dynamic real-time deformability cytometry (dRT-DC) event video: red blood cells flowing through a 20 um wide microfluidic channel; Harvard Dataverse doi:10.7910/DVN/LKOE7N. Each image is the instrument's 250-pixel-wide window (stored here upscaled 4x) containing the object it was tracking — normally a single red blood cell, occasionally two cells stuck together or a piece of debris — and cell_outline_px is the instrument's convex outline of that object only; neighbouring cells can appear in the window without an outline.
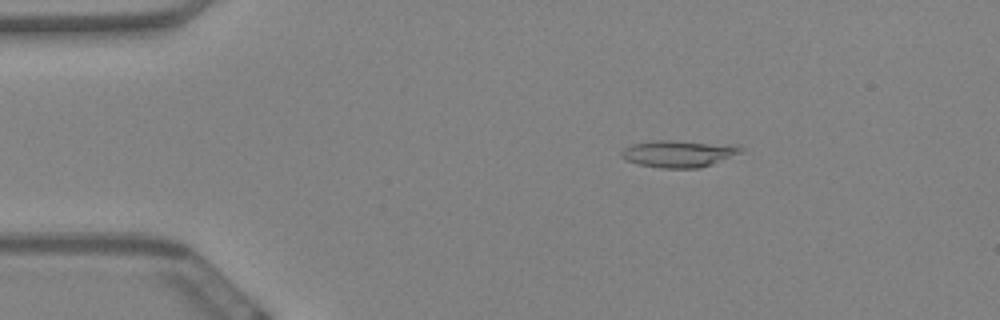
{"species": "Egyptian fruit bat (a non-hibernating species)", "species_latin": "Rousettus aegyptiacus", "temperature_condition": "warm", "stored_images_in_passage": 59, "camera_frame_rate_fps": 3000, "um_per_image_px": 0.085, "animal": {"sex": "female"}, "frame": {"image": 1, "passage_image": 10, "time_ms": 3.0, "image_size_px": [1000, 320], "cell_outline_px": [[744, 152], [700, 168], [660, 168], [640, 164], [628, 160], [620, 156], [620, 152], [624, 148], [632, 144], [652, 140], [672, 140], [736, 144], [744, 148]], "centroid_in_image_um": [57.73, 13.04], "position_along_channel_um": 27.3, "area_um2": 18.96}}
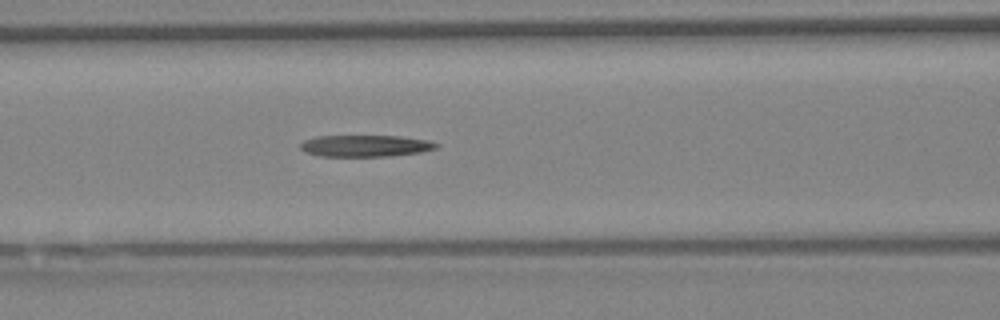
{"frame": {"image": 2, "passage_image": 25, "time_ms": 8.0, "image_size_px": [1000, 320], "cell_outline_px": [[440, 144], [436, 148], [420, 152], [388, 156], [320, 156], [304, 152], [300, 148], [300, 144], [304, 140], [316, 136], [400, 136], [428, 140]], "centroid_in_image_um": [31.03, 12.39], "position_along_channel_um": 135.6, "area_um2": 17.11}}
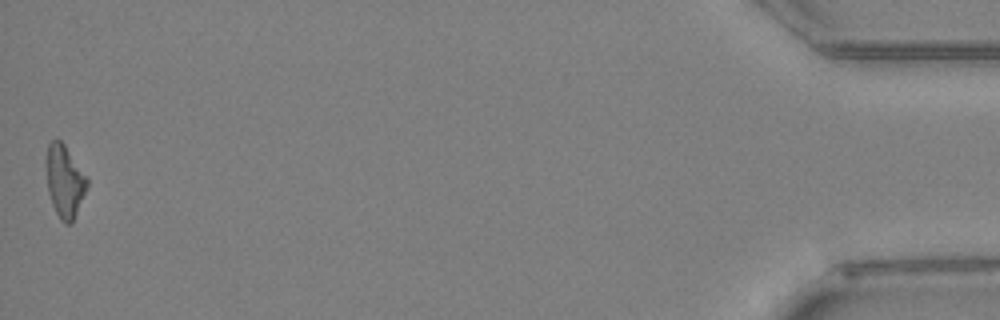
{"frame": {"image": 3, "passage_image": 59, "time_ms": 19.333, "image_size_px": [1000, 320], "cell_outline_px": [[88, 184], [72, 224], [64, 224], [60, 220], [52, 204], [48, 192], [44, 164], [44, 160], [48, 144], [52, 140], [60, 140], [64, 144], [88, 176]], "centroid_in_image_um": [5.47, 15.38], "position_along_channel_um": 429.7, "area_um2": 17.63}}